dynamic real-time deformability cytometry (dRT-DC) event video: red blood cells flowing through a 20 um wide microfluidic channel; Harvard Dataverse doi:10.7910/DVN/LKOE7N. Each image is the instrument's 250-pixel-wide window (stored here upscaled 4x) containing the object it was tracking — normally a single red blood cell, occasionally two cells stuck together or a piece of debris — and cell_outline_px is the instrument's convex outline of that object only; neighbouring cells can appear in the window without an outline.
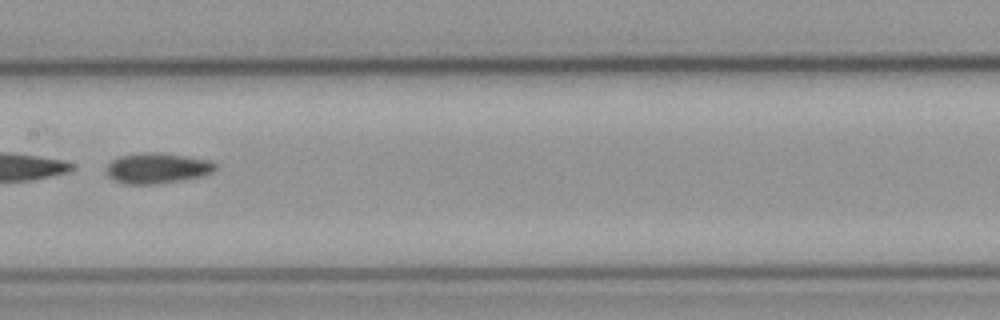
{"species": "common noctule bat (a hibernating species)", "species_latin": "Nyctalus noctula", "temperature_condition": "cold", "stored_images_in_passage": 4, "camera_frame_rate_fps": 3000, "um_per_image_px": 0.085, "animal": {"sex": "male", "body_mass_g": 23.1, "forearm_length_mm": 52.7}, "frame": {"image": 1, "passage_image": 4, "time_ms": 1.0, "image_size_px": [1000, 320], "cell_outline_px": [[220, 164], [212, 172], [204, 176], [180, 180], [152, 184], [124, 184], [112, 180], [104, 172], [104, 168], [112, 160], [120, 156], [144, 152], [160, 152], [212, 160]], "centroid_in_image_um": [13.36, 14.29], "position_along_channel_um": 194.0, "area_um2": 19.77}}